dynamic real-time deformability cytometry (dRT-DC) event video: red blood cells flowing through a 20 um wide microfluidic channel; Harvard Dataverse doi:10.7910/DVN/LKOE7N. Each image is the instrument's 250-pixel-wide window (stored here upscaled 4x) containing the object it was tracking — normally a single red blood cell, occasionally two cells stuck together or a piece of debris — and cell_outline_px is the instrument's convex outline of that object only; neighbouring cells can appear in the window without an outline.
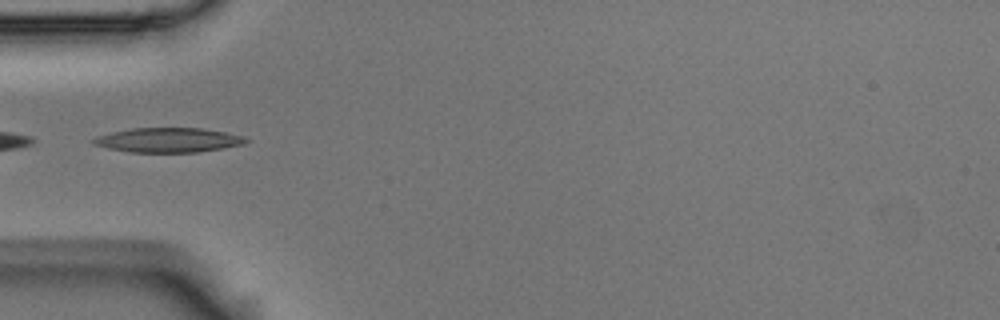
{"species": "Egyptian fruit bat (a non-hibernating species)", "species_latin": "Rousettus aegyptiacus", "temperature_condition": "room temperature", "stored_images_in_passage": 5, "camera_frame_rate_fps": 3000, "um_per_image_px": 0.085, "animal": {"sex": "male"}, "frame": {"image": 1, "passage_image": 5, "time_ms": 1.333, "image_size_px": [1000, 320], "cell_outline_px": [[252, 140], [244, 144], [224, 148], [196, 152], [128, 152], [108, 148], [92, 144], [88, 140], [96, 136], [112, 132], [132, 128], [204, 128], [244, 136]], "centroid_in_image_um": [14.29, 11.9], "position_along_channel_um": 70.7, "area_um2": 22.02}}